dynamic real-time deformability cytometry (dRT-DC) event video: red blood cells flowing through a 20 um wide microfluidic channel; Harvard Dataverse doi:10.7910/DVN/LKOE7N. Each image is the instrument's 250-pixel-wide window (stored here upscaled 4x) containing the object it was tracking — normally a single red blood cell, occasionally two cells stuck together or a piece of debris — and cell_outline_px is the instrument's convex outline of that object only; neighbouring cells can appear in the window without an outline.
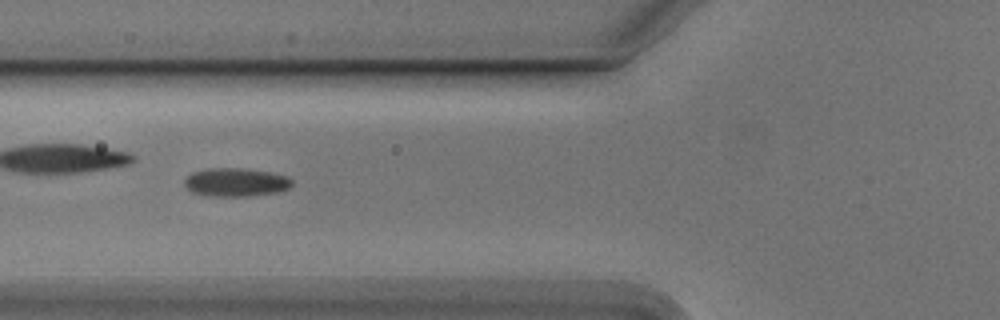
{"species": "Egyptian fruit bat (a non-hibernating species)", "species_latin": "Rousettus aegyptiacus", "temperature_condition": "cold", "stored_images_in_passage": 41, "camera_frame_rate_fps": 3000, "um_per_image_px": 0.085, "animal": {"sex": "male"}, "frame": {"image": 1, "passage_image": 7, "time_ms": 2.0, "image_size_px": [1000, 320], "cell_outline_px": [[292, 184], [288, 188], [280, 192], [252, 196], [208, 196], [192, 192], [184, 184], [184, 180], [192, 172], [212, 168], [236, 168], [268, 172], [284, 176], [292, 180]], "centroid_in_image_um": [20.03, 15.51], "position_along_channel_um": 105.8, "area_um2": 17.63}}
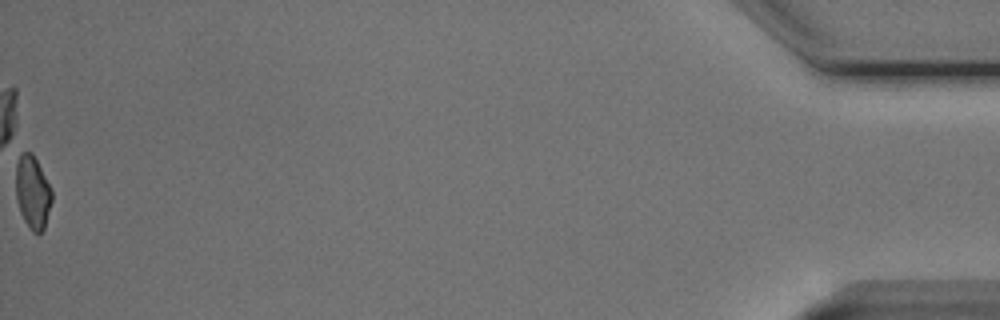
{"frame": {"image": 2, "passage_image": 41, "time_ms": 13.333, "image_size_px": [1000, 320], "cell_outline_px": [[52, 200], [44, 228], [40, 232], [32, 232], [24, 220], [20, 212], [16, 200], [16, 164], [20, 152], [32, 152], [52, 188]], "centroid_in_image_um": [2.77, 16.32], "position_along_channel_um": 432.4, "area_um2": 15.37}, "authors_computed_cell_mechanics": {"area_um2": 16.8198, "velocity_mm_per_s": 3.7787, "shape_relaxation_time_tau1_ms": 3.4659, "shape_relaxation_time_tau2_ms": 3.534, "deformation_change_tau1": 0.1146, "deformation_change_tau2": 0.0722}}